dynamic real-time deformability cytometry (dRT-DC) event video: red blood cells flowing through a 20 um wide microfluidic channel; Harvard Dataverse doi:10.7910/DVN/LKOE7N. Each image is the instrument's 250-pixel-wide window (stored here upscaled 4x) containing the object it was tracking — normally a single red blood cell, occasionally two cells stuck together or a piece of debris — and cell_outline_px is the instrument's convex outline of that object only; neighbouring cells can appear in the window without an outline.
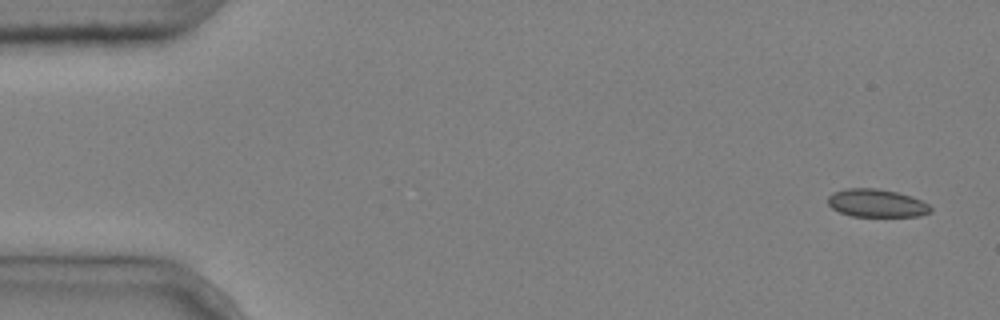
{"species": "common noctule bat (a hibernating species)", "species_latin": "Nyctalus noctula", "temperature_condition": "cold", "stored_images_in_passage": 3, "segment_of_instrument_passage": [2, 2], "camera_frame_rate_fps": 3000, "um_per_image_px": 0.085, "animal": {"sex": "male", "body_mass_g": 20.4}, "frame": {"image": 1, "passage_image": 3, "time_ms": 0.667, "image_size_px": [1000, 320], "cell_outline_px": [[932, 212], [920, 216], [852, 216], [840, 212], [832, 208], [828, 204], [828, 196], [832, 192], [844, 188], [876, 188], [896, 192], [912, 196], [928, 204], [932, 208]], "centroid_in_image_um": [74.5, 17.26], "position_along_channel_um": 10.5, "area_um2": 16.82}}